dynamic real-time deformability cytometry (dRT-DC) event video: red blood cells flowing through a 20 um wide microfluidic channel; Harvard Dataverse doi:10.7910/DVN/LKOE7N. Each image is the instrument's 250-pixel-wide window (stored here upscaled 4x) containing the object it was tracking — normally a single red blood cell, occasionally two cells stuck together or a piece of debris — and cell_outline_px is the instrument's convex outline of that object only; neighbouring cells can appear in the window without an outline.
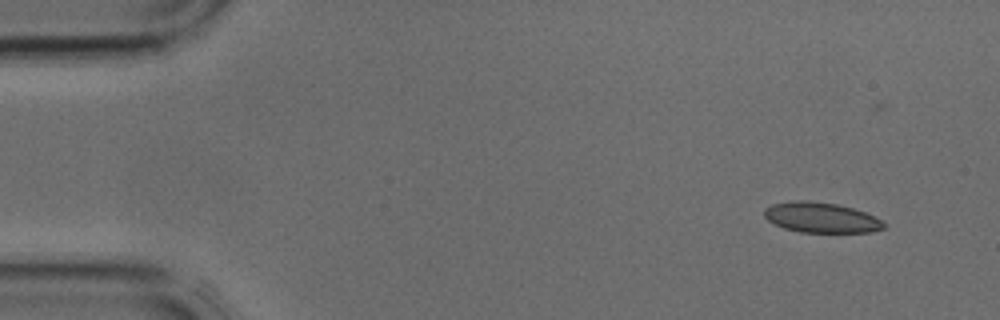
{"species": "common noctule bat (a hibernating species)", "species_latin": "Nyctalus noctula", "temperature_condition": "cold", "stored_images_in_passage": 2, "camera_frame_rate_fps": 3000, "um_per_image_px": 0.085, "animal": {"sex": "male", "body_mass_g": 17.9, "forearm_length_mm": 54.2}, "frame": {"image": 1, "passage_image": 1, "time_ms": 0.0, "image_size_px": [1000, 320], "cell_outline_px": [[884, 228], [872, 232], [800, 232], [784, 228], [768, 220], [764, 216], [764, 208], [772, 204], [800, 200], [804, 200], [836, 204], [852, 208], [864, 212], [880, 220], [884, 224]], "centroid_in_image_um": [69.76, 18.49], "position_along_channel_um": 15.2, "area_um2": 20.75}}